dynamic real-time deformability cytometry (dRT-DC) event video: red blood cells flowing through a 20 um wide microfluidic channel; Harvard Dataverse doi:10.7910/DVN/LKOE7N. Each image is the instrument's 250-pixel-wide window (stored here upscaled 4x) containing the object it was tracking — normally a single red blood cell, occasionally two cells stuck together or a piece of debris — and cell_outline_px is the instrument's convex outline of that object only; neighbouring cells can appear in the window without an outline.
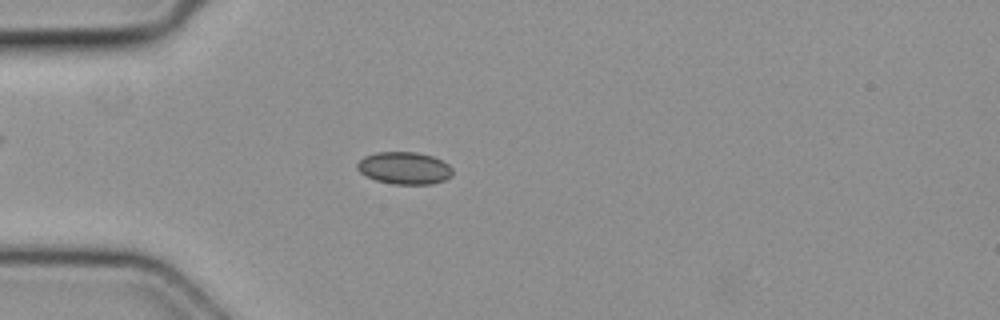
{"species": "common noctule bat (a hibernating species)", "species_latin": "Nyctalus noctula", "temperature_condition": "cold", "stored_images_in_passage": 4, "camera_frame_rate_fps": 3000, "um_per_image_px": 0.085, "animal": {"sex": "female", "body_mass_g": 19.3, "forearm_length_mm": 54.1}, "frame": {"image": 1, "passage_image": 4, "time_ms": 1.0, "image_size_px": [1000, 320], "cell_outline_px": [[452, 176], [444, 180], [432, 184], [392, 184], [376, 180], [360, 172], [356, 168], [356, 164], [364, 156], [376, 152], [416, 152], [432, 156], [448, 164], [452, 168]], "centroid_in_image_um": [34.36, 14.28], "position_along_channel_um": 50.6, "area_um2": 17.92}}